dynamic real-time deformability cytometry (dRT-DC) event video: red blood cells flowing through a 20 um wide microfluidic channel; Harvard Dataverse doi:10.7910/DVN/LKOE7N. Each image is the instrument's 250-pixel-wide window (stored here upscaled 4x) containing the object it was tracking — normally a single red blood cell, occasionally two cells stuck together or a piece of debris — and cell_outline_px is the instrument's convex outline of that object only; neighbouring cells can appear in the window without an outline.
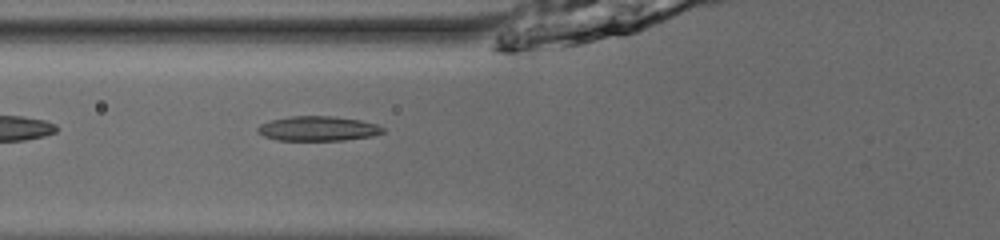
{"species": "common noctule bat (a hibernating species)", "species_latin": "Nyctalus noctula", "temperature_condition": "room temperature", "stored_images_in_passage": 18, "camera_frame_rate_fps": 3000, "um_per_image_px": 0.085, "animal": {"sex": "male", "body_mass_g": 13.0, "forearm_length_mm": 53.1}, "frame": {"image": 1, "passage_image": 5, "time_ms": 1.333, "image_size_px": [1000, 240], "cell_outline_px": [[384, 132], [372, 136], [344, 140], [276, 140], [264, 136], [256, 132], [256, 128], [260, 124], [272, 120], [288, 116], [332, 116], [360, 120], [376, 124], [384, 128]], "centroid_in_image_um": [27.0, 10.93], "position_along_channel_um": 98.8, "area_um2": 18.03}}
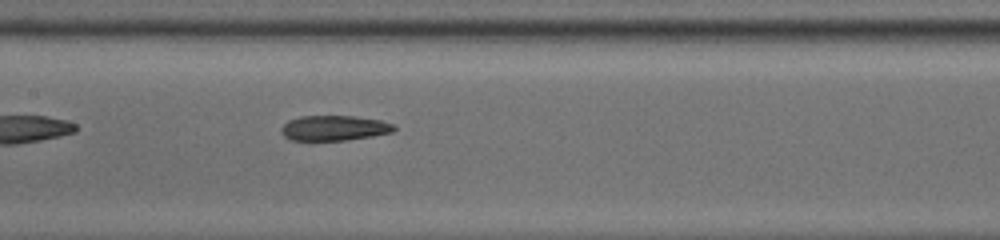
{"frame": {"image": 2, "passage_image": 11, "time_ms": 3.333, "image_size_px": [1000, 240], "cell_outline_px": [[396, 128], [392, 132], [372, 136], [344, 140], [292, 140], [284, 136], [280, 132], [280, 128], [288, 120], [300, 116], [356, 116], [380, 120], [392, 124]], "centroid_in_image_um": [28.37, 10.87], "position_along_channel_um": 179.0, "area_um2": 16.47}}
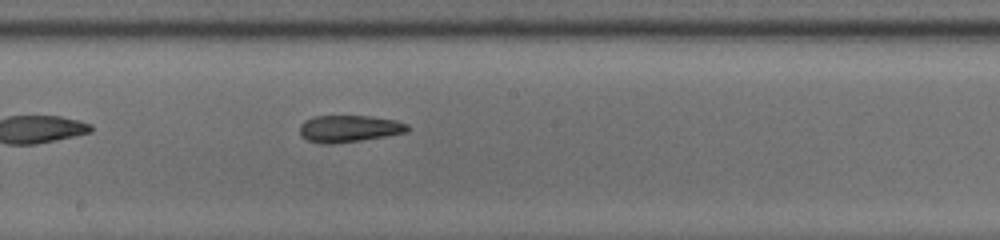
{"frame": {"image": 3, "passage_image": 14, "time_ms": 4.333, "image_size_px": [1000, 240], "cell_outline_px": [[412, 128], [408, 132], [360, 140], [332, 144], [324, 144], [308, 140], [300, 136], [300, 124], [304, 120], [312, 116], [368, 116], [396, 120], [408, 124]], "centroid_in_image_um": [29.67, 10.93], "position_along_channel_um": 218.5, "area_um2": 16.99}}